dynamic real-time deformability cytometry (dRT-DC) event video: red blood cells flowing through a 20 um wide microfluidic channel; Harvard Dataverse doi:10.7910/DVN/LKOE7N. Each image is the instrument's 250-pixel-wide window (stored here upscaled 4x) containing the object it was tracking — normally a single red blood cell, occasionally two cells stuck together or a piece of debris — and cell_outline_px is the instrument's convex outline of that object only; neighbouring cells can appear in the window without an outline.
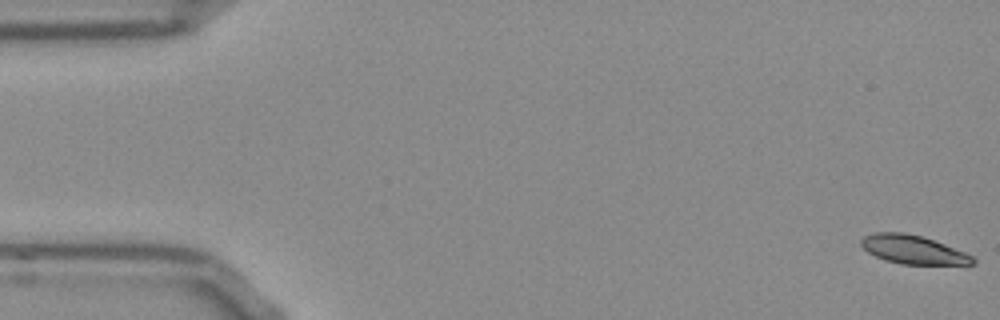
{"species": "Egyptian fruit bat (a non-hibernating species)", "species_latin": "Rousettus aegyptiacus", "temperature_condition": "room temperature", "stored_images_in_passage": 53, "camera_frame_rate_fps": 3000, "um_per_image_px": 0.085, "frame": {"image": 1, "passage_image": 1, "time_ms": 0.0, "image_size_px": [1000, 320], "cell_outline_px": [[976, 264], [900, 264], [884, 260], [868, 252], [860, 244], [860, 240], [864, 236], [872, 232], [904, 232], [920, 236], [944, 244], [964, 252], [972, 256], [976, 260]], "centroid_in_image_um": [77.57, 21.21], "position_along_channel_um": 7.4, "area_um2": 18.5}}
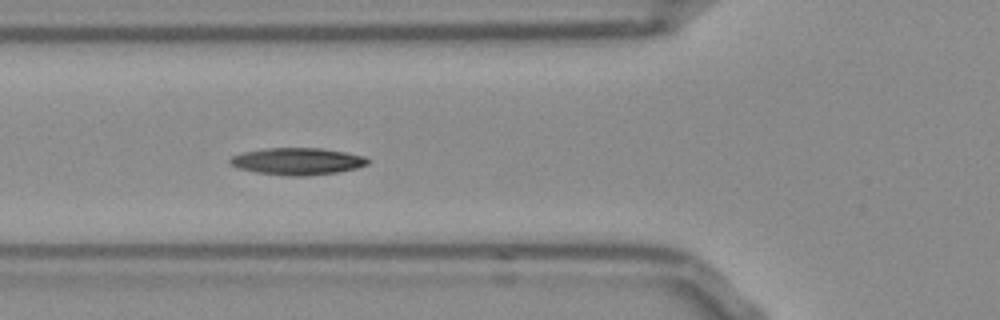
{"frame": {"image": 2, "passage_image": 19, "time_ms": 6.0, "image_size_px": [1000, 320], "cell_outline_px": [[368, 164], [356, 168], [336, 172], [304, 176], [288, 176], [256, 172], [240, 168], [232, 164], [228, 160], [232, 156], [244, 152], [264, 148], [320, 148], [344, 152], [364, 156], [368, 160]], "centroid_in_image_um": [25.27, 13.71], "position_along_channel_um": 100.5, "area_um2": 21.39}}
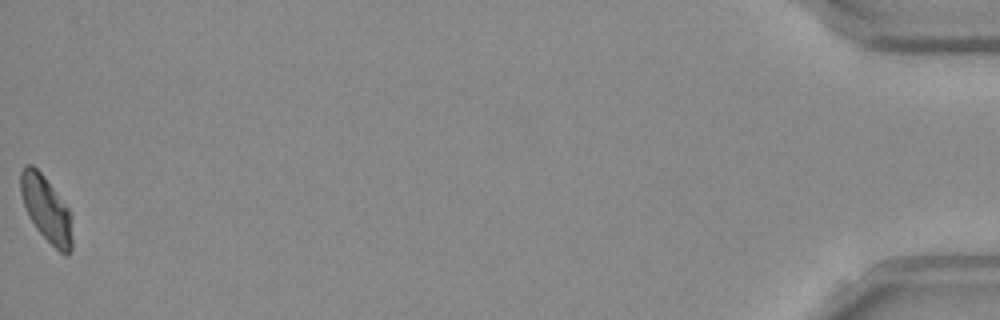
{"frame": {"image": 3, "passage_image": 53, "time_ms": 17.333, "image_size_px": [1000, 320], "cell_outline_px": [[72, 248], [68, 256], [64, 256], [36, 228], [28, 216], [20, 192], [20, 172], [24, 164], [32, 164], [44, 176], [68, 208], [72, 216]], "centroid_in_image_um": [3.94, 17.77], "position_along_channel_um": 431.3, "area_um2": 19.77}, "authors_computed_cell_mechanics": {"area_um2": 20.23, "velocity_mm_per_s": 3.8423, "shape_relaxation_time_tau1_ms": 4.8448, "shape_relaxation_time_tau2_ms": null, "deformation_change_tau1": 0.1512, "deformation_change_tau2": null}}